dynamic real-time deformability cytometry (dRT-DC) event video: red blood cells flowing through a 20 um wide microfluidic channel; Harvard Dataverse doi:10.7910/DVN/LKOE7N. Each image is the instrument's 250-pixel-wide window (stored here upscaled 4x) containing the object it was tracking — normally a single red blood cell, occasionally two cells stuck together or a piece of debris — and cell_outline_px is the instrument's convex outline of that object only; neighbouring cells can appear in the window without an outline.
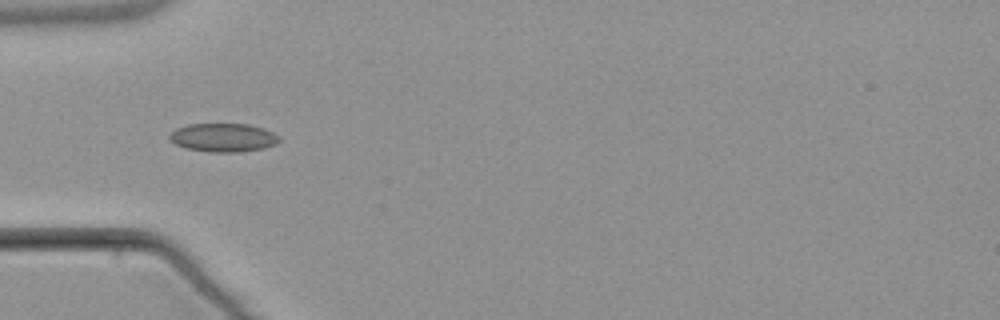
{"species": "common noctule bat (a hibernating species)", "species_latin": "Nyctalus noctula", "temperature_condition": "warm", "stored_images_in_passage": 6, "camera_frame_rate_fps": 3000, "um_per_image_px": 0.085, "animal": {"sex": "male", "body_mass_g": 21.5, "forearm_length_mm": 52.0}, "frame": {"image": 1, "passage_image": 5, "time_ms": 4.667, "image_size_px": [1000, 320], "cell_outline_px": [[280, 140], [276, 144], [264, 148], [240, 152], [212, 152], [188, 148], [176, 144], [168, 136], [176, 128], [188, 124], [248, 124], [264, 128], [280, 136]], "centroid_in_image_um": [19.02, 11.69], "position_along_channel_um": 66.0, "area_um2": 18.15}}
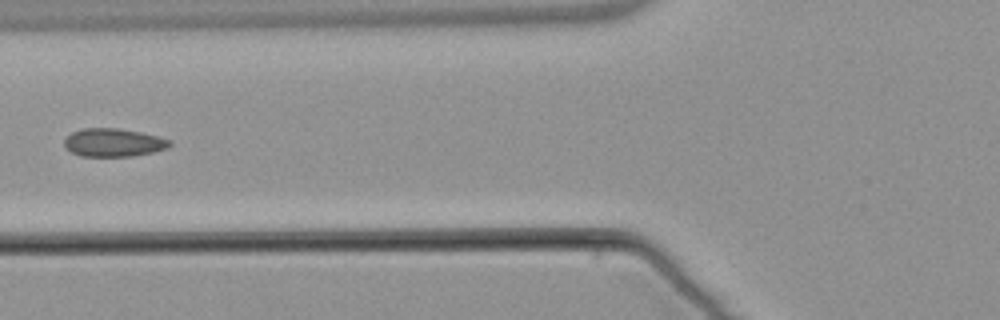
{"frame": {"image": 2, "passage_image": 6, "time_ms": 6.0, "image_size_px": [1000, 320], "cell_outline_px": [[172, 144], [168, 148], [152, 152], [132, 156], [80, 156], [64, 148], [64, 140], [72, 132], [84, 128], [116, 128], [140, 132], [156, 136], [168, 140]], "centroid_in_image_um": [9.61, 12.12], "position_along_channel_um": 116.2, "area_um2": 17.17}}